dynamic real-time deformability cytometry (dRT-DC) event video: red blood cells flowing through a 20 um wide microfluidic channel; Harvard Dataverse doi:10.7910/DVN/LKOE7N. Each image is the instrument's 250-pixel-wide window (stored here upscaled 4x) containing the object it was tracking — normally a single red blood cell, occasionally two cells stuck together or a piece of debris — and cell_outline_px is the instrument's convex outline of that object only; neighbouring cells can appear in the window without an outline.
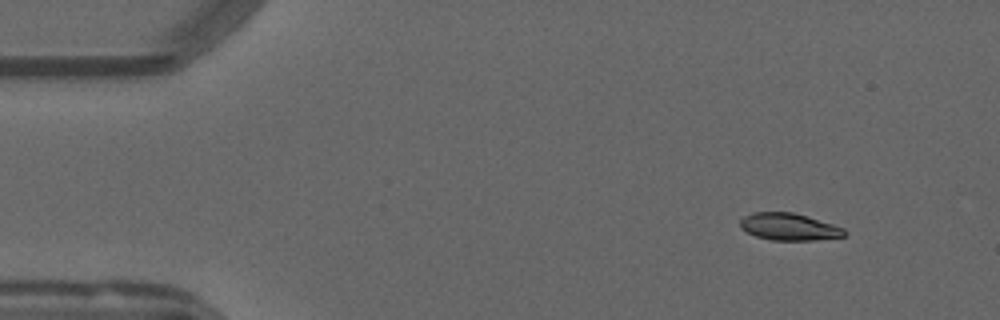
{"species": "common noctule bat (a hibernating species)", "species_latin": "Nyctalus noctula", "temperature_condition": "warm", "stored_images_in_passage": 54, "camera_frame_rate_fps": 3000, "um_per_image_px": 0.085, "animal": {"sex": "male", "forearm_length_mm": 52.5}, "frame": {"image": 1, "passage_image": 6, "time_ms": 1.667, "image_size_px": [1000, 320], "cell_outline_px": [[848, 232], [844, 236], [812, 240], [772, 240], [756, 236], [740, 228], [740, 220], [744, 216], [752, 212], [792, 212], [808, 216], [844, 228]], "centroid_in_image_um": [67.06, 19.27], "position_along_channel_um": 17.9, "area_um2": 16.42}}
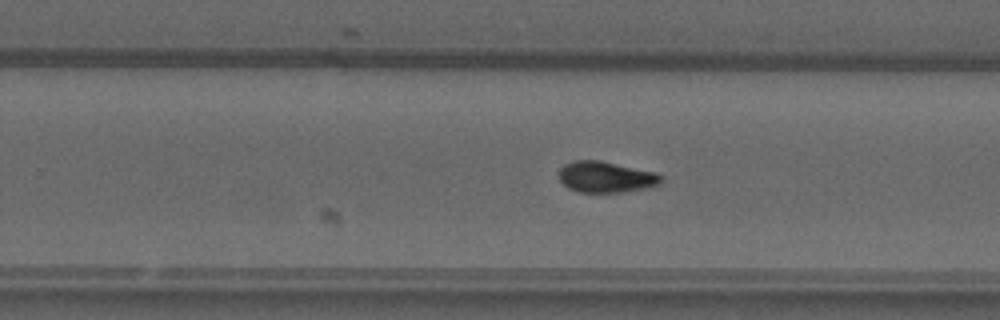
{"frame": {"image": 2, "passage_image": 34, "time_ms": 11.0, "image_size_px": [1000, 320], "cell_outline_px": [[664, 180], [660, 184], [652, 188], [624, 192], [580, 192], [568, 188], [560, 180], [556, 172], [564, 164], [572, 160], [600, 160], [656, 172]], "centroid_in_image_um": [51.51, 15.04], "position_along_channel_um": 278.3, "area_um2": 18.9}}
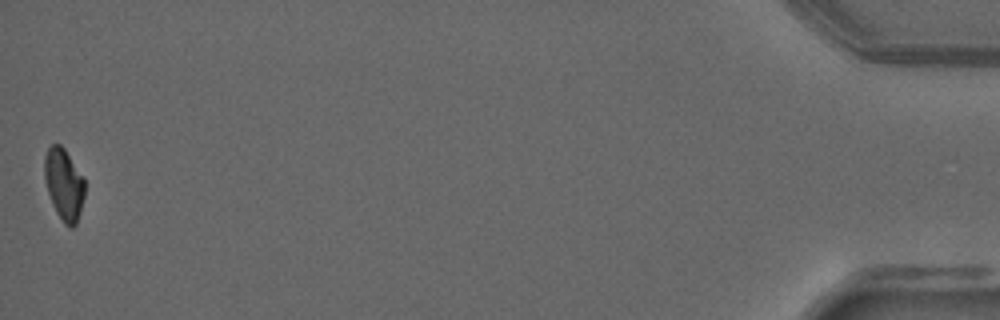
{"frame": {"image": 3, "passage_image": 54, "time_ms": 17.667, "image_size_px": [1000, 320], "cell_outline_px": [[84, 196], [80, 212], [76, 224], [72, 228], [68, 228], [64, 224], [56, 212], [52, 204], [48, 192], [44, 176], [44, 156], [48, 148], [52, 144], [60, 144], [64, 148], [84, 176]], "centroid_in_image_um": [5.43, 15.66], "position_along_channel_um": 429.8, "area_um2": 16.94}, "authors_computed_cell_mechanics": {"area_um2": 18.1203, "velocity_mm_per_s": 3.7854, "shape_relaxation_time_tau1_ms": 10.0111, "shape_relaxation_time_tau2_ms": 3.2943, "deformation_change_tau1": 0.2649, "deformation_change_tau2": 0.0743}}